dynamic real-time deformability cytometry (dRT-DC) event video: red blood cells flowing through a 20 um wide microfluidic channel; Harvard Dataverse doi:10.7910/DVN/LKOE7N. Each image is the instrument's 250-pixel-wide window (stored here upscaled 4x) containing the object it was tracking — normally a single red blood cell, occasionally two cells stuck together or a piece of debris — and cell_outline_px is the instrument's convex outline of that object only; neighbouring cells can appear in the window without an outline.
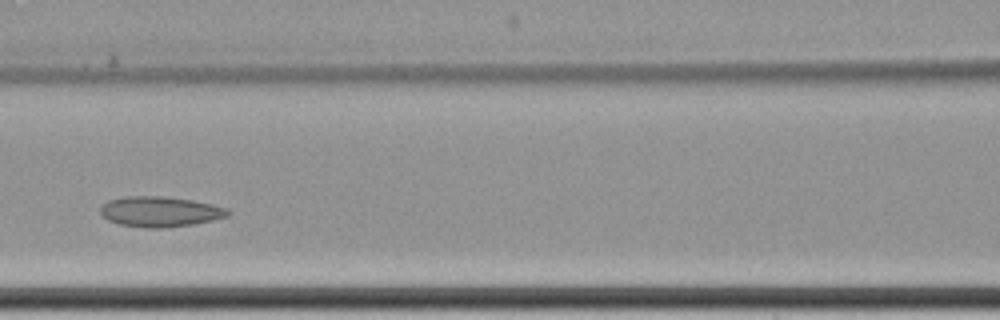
{"species": "common noctule bat (a hibernating species)", "species_latin": "Nyctalus noctula", "temperature_condition": "cold", "stored_images_in_passage": 6, "camera_frame_rate_fps": 3000, "um_per_image_px": 0.085, "animal": {"sex": "female", "body_mass_g": 22.7, "forearm_length_mm": 54.2}, "frame": {"image": 1, "passage_image": 6, "time_ms": 6.0, "image_size_px": [1000, 320], "cell_outline_px": [[232, 212], [228, 216], [212, 220], [192, 224], [164, 228], [148, 228], [120, 224], [108, 220], [100, 212], [100, 208], [108, 200], [128, 196], [160, 196], [192, 200], [212, 204], [228, 208]], "centroid_in_image_um": [13.63, 17.99], "position_along_channel_um": 153.0, "area_um2": 22.43}}